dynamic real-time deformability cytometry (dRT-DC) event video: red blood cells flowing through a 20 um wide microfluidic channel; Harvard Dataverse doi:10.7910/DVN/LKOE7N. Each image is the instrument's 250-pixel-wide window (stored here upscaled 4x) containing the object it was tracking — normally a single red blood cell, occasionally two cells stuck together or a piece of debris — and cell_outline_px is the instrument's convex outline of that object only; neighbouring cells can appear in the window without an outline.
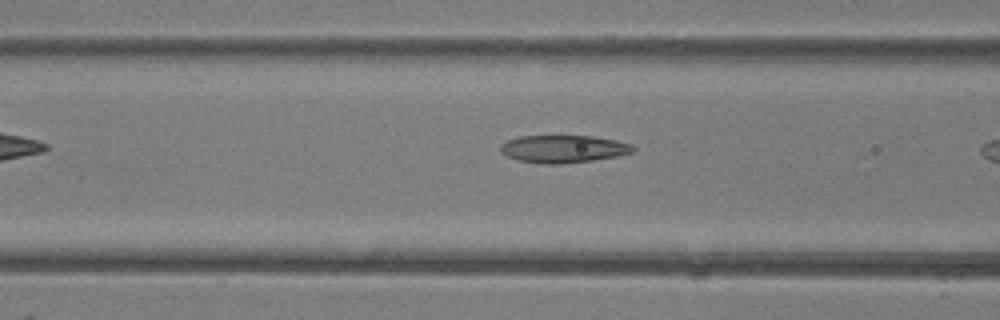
{"species": "common noctule bat (a hibernating species)", "species_latin": "Nyctalus noctula", "temperature_condition": "room temperature", "stored_images_in_passage": 5, "camera_frame_rate_fps": 3000, "um_per_image_px": 0.085, "animal": {"sex": "female"}, "frame": {"image": 1, "passage_image": 4, "time_ms": 1.0, "image_size_px": [1000, 320], "cell_outline_px": [[636, 148], [632, 152], [616, 156], [592, 160], [560, 164], [540, 164], [520, 160], [508, 156], [500, 152], [500, 144], [516, 136], [592, 136], [616, 140], [632, 144]], "centroid_in_image_um": [47.87, 12.65], "position_along_channel_um": 118.7, "area_um2": 21.27}}